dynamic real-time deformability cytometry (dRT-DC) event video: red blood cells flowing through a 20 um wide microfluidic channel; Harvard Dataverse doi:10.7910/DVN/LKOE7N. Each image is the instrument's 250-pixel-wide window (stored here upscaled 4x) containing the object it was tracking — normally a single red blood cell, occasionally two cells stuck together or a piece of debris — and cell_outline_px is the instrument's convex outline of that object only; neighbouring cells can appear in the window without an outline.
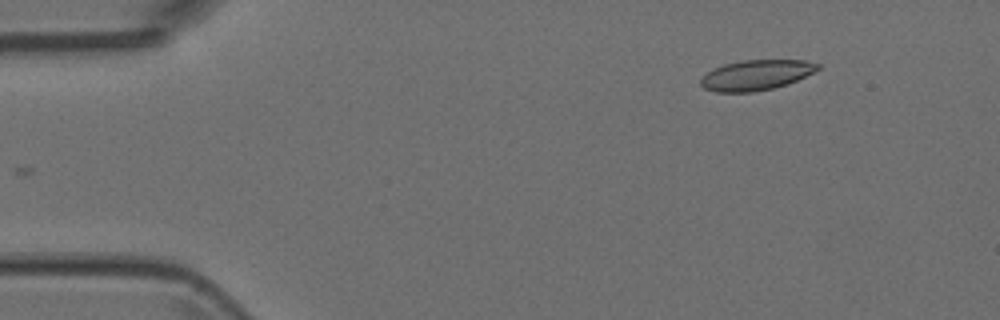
{"species": "Egyptian fruit bat (a non-hibernating species)", "species_latin": "Rousettus aegyptiacus", "temperature_condition": "room temperature", "stored_images_in_passage": 5, "camera_frame_rate_fps": 3000, "um_per_image_px": 0.085, "animal": {"sex": "female"}, "frame": {"image": 1, "passage_image": 1, "time_ms": 0.0, "image_size_px": [1000, 320], "cell_outline_px": [[820, 68], [788, 84], [772, 88], [752, 92], [716, 92], [704, 88], [700, 84], [700, 80], [712, 68], [724, 64], [744, 60], [804, 60], [820, 64]], "centroid_in_image_um": [64.25, 6.38], "position_along_channel_um": 20.8, "area_um2": 20.46}}
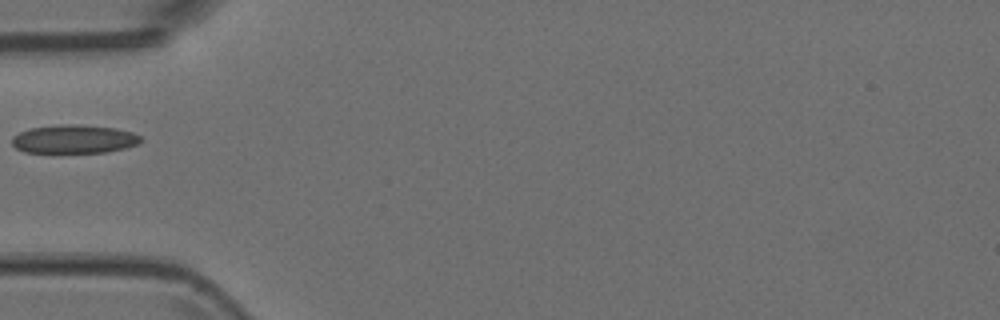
{"frame": {"image": 2, "passage_image": 4, "time_ms": 1.0, "image_size_px": [1000, 320], "cell_outline_px": [[144, 140], [136, 144], [124, 148], [104, 152], [24, 152], [16, 148], [12, 144], [12, 136], [20, 132], [32, 128], [60, 124], [76, 124], [116, 128], [132, 132], [140, 136]], "centroid_in_image_um": [6.29, 11.81], "position_along_channel_um": 78.7, "area_um2": 21.27}}
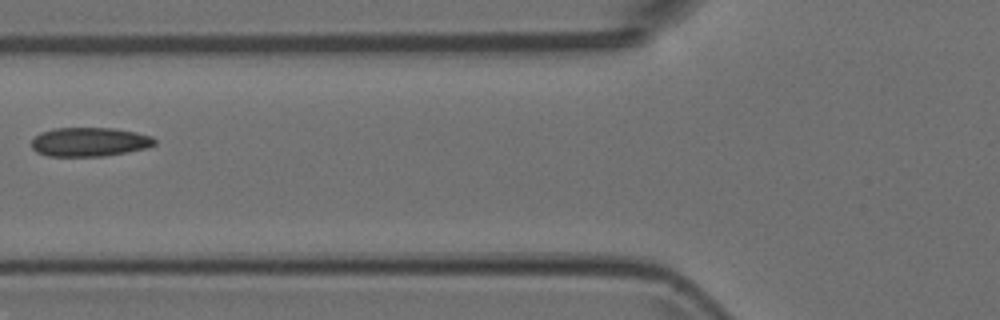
{"frame": {"image": 3, "passage_image": 5, "time_ms": 1.333, "image_size_px": [1000, 320], "cell_outline_px": [[156, 144], [144, 148], [128, 152], [104, 156], [48, 156], [36, 152], [32, 148], [32, 140], [40, 132], [56, 128], [112, 128], [136, 132], [152, 136], [156, 140]], "centroid_in_image_um": [7.61, 12.06], "position_along_channel_um": 118.2, "area_um2": 20.81}}